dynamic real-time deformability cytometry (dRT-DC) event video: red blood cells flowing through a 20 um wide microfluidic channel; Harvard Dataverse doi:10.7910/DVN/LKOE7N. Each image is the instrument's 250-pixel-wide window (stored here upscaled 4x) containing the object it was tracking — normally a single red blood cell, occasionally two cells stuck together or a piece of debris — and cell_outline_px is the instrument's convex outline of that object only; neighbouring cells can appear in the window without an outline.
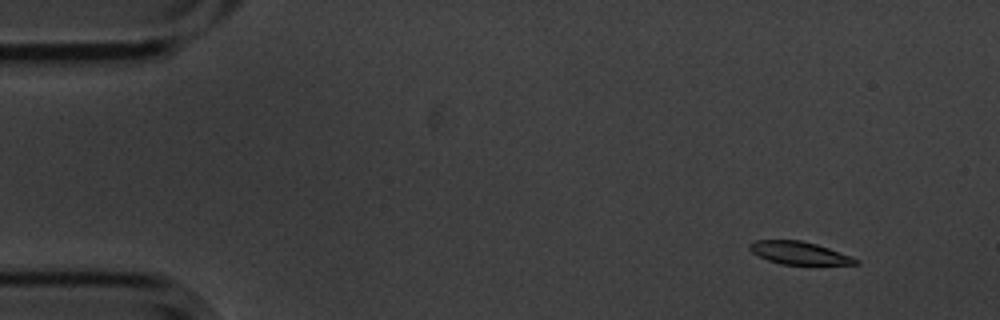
{"species": "common noctule bat (a hibernating species)", "species_latin": "Nyctalus noctula", "temperature_condition": "cold", "stored_images_in_passage": 5, "camera_frame_rate_fps": 3000, "um_per_image_px": 0.085, "animal": {"sex": "male", "body_mass_g": 20.1, "forearm_length_mm": 53.5}, "frame": {"image": 1, "passage_image": 2, "time_ms": 0.333, "image_size_px": [1000, 320], "cell_outline_px": [[860, 264], [780, 264], [768, 260], [752, 252], [748, 248], [748, 244], [752, 240], [800, 240], [816, 244], [852, 256], [860, 260]], "centroid_in_image_um": [67.91, 21.49], "position_along_channel_um": 17.1, "area_um2": 13.99}}
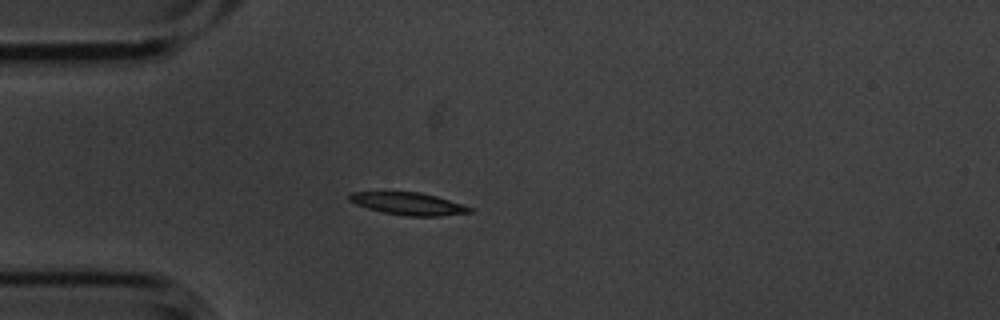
{"frame": {"image": 2, "passage_image": 5, "time_ms": 1.333, "image_size_px": [1000, 320], "cell_outline_px": [[472, 212], [440, 216], [404, 216], [384, 212], [368, 208], [356, 204], [348, 200], [348, 196], [352, 192], [420, 192], [436, 196], [472, 208]], "centroid_in_image_um": [34.69, 17.32], "position_along_channel_um": 50.3, "area_um2": 15.49}}